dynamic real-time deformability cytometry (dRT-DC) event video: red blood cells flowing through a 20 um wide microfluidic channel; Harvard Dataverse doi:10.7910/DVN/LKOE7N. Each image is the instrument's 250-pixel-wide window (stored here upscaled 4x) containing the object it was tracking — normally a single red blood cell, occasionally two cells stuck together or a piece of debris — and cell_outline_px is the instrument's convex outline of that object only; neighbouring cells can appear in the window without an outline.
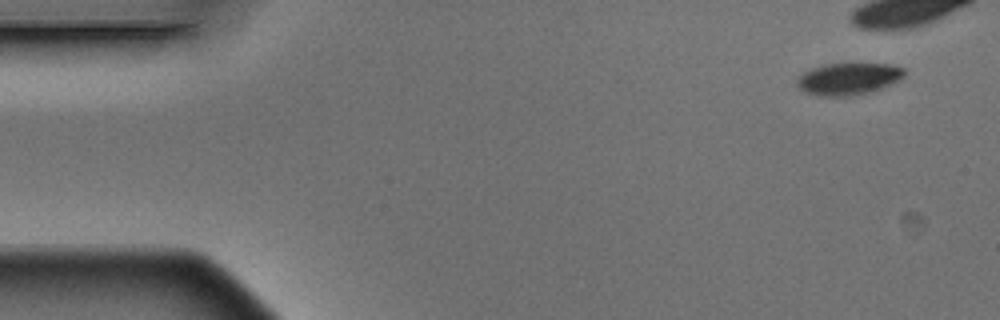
{"species": "Egyptian fruit bat (a non-hibernating species)", "species_latin": "Rousettus aegyptiacus", "temperature_condition": "warm", "stored_images_in_passage": 6, "camera_frame_rate_fps": 3000, "um_per_image_px": 0.085, "animal": {"sex": "male"}, "frame": {"image": 1, "passage_image": 1, "time_ms": 0.0, "image_size_px": [1000, 320], "cell_outline_px": [[904, 76], [900, 80], [884, 88], [868, 92], [848, 96], [820, 96], [808, 92], [800, 88], [796, 84], [796, 80], [804, 72], [812, 68], [824, 64], [888, 64], [904, 68]], "centroid_in_image_um": [72.14, 6.7], "position_along_channel_um": 12.9, "area_um2": 19.83}}
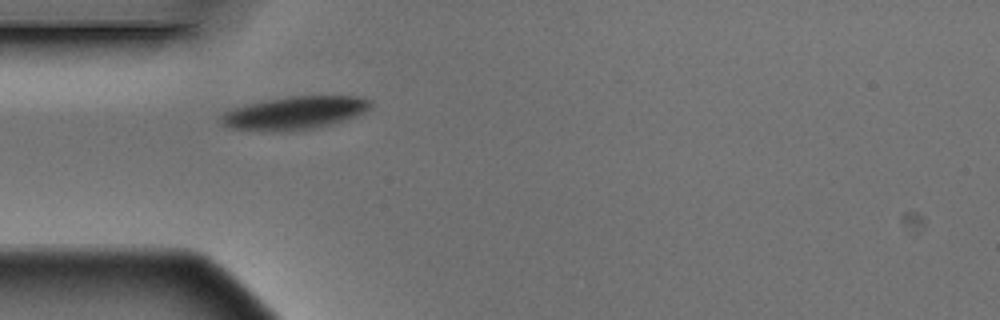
{"frame": {"image": 2, "passage_image": 5, "time_ms": 1.333, "image_size_px": [1000, 320], "cell_outline_px": [[372, 104], [364, 112], [356, 116], [332, 124], [316, 128], [228, 128], [216, 120], [224, 112], [232, 108], [248, 104], [288, 96], [360, 96], [372, 100]], "centroid_in_image_um": [25.09, 9.54], "position_along_channel_um": 59.9, "area_um2": 27.69}}
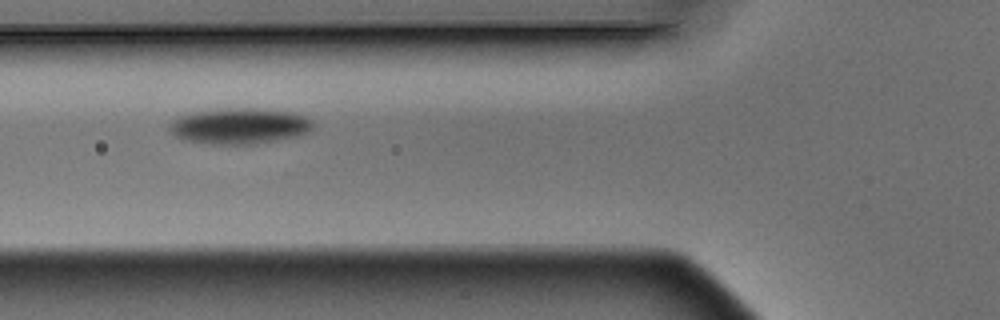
{"frame": {"image": 3, "passage_image": 6, "time_ms": 1.667, "image_size_px": [1000, 320], "cell_outline_px": [[312, 128], [308, 132], [296, 136], [256, 144], [212, 144], [184, 140], [168, 132], [168, 124], [172, 120], [180, 116], [196, 112], [232, 108], [252, 108], [292, 112], [304, 116], [312, 120]], "centroid_in_image_um": [20.33, 10.72], "position_along_channel_um": 105.5, "area_um2": 29.82}}